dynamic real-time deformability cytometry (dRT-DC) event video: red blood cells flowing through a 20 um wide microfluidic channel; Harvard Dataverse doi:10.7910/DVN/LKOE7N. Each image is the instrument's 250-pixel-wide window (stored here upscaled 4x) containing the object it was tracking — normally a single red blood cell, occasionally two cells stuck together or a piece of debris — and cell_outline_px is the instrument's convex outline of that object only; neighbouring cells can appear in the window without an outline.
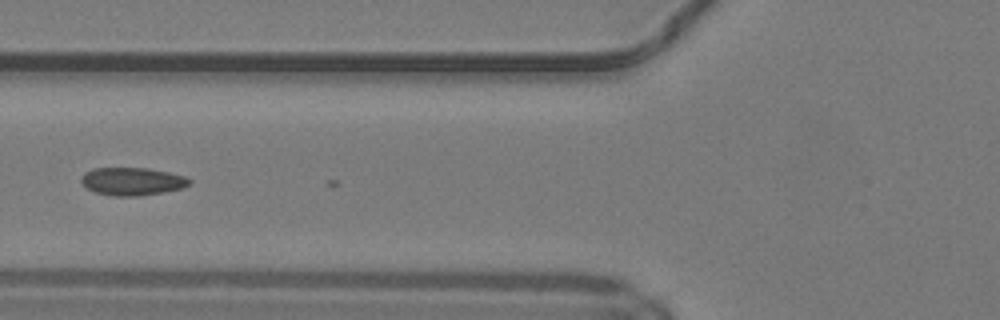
{"species": "common noctule bat (a hibernating species)", "species_latin": "Nyctalus noctula", "temperature_condition": "warm", "stored_images_in_passage": 5, "camera_frame_rate_fps": 3000, "um_per_image_px": 0.085, "animal": {"sex": "male", "body_mass_g": 19.2, "forearm_length_mm": 51.8}, "frame": {"image": 1, "passage_image": 3, "time_ms": 0.667, "image_size_px": [1000, 320], "cell_outline_px": [[192, 184], [184, 188], [164, 192], [140, 196], [112, 196], [96, 192], [88, 188], [80, 180], [80, 176], [84, 172], [92, 168], [148, 168], [168, 172], [184, 176], [192, 180]], "centroid_in_image_um": [11.26, 15.42], "position_along_channel_um": 114.5, "area_um2": 17.74}}